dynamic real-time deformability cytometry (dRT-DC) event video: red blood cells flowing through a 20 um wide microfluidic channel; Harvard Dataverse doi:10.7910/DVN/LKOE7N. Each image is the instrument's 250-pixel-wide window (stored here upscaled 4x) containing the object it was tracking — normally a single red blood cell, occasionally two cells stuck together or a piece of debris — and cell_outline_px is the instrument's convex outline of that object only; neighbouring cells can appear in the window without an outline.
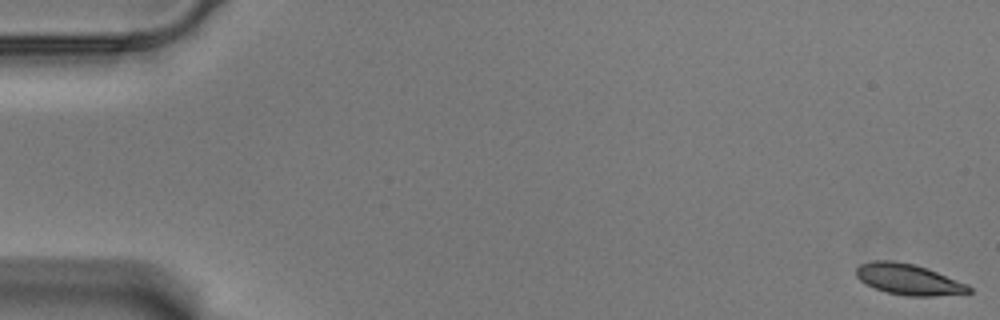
{"species": "Egyptian fruit bat (a non-hibernating species)", "species_latin": "Rousettus aegyptiacus", "temperature_condition": "warm", "stored_images_in_passage": 58, "camera_frame_rate_fps": 3000, "um_per_image_px": 0.085, "animal": {"sex": "male"}, "frame": {"image": 1, "passage_image": 1, "time_ms": 0.0, "image_size_px": [1000, 320], "cell_outline_px": [[972, 292], [932, 296], [904, 296], [888, 292], [864, 284], [856, 276], [856, 268], [860, 264], [872, 260], [892, 260], [916, 264], [928, 268], [968, 284], [972, 288]], "centroid_in_image_um": [77.22, 23.73], "position_along_channel_um": 7.8, "area_um2": 20.46}}
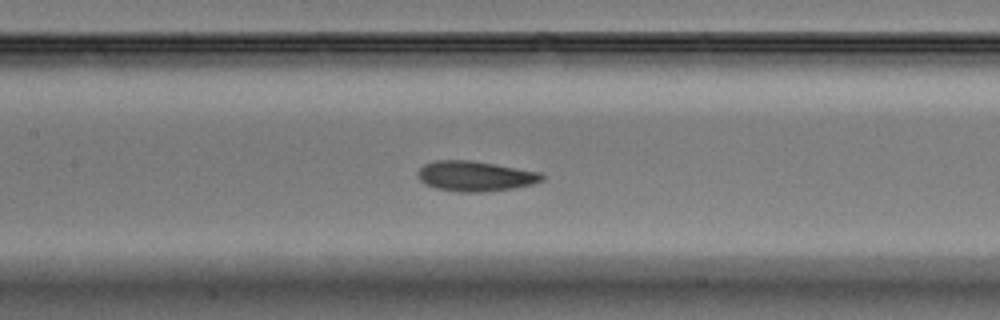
{"frame": {"image": 2, "passage_image": 28, "time_ms": 9.0, "image_size_px": [1000, 320], "cell_outline_px": [[544, 180], [532, 184], [516, 188], [484, 192], [460, 192], [436, 188], [420, 180], [416, 176], [416, 172], [424, 164], [436, 160], [472, 160], [496, 164], [540, 172], [544, 176]], "centroid_in_image_um": [40.4, 14.97], "position_along_channel_um": 167.0, "area_um2": 21.96}}
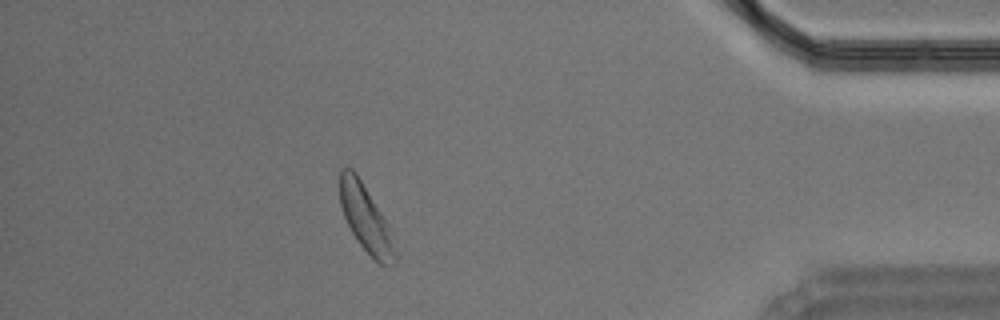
{"frame": {"image": 3, "passage_image": 52, "time_ms": 17.0, "image_size_px": [1000, 320], "cell_outline_px": [[396, 264], [380, 264], [356, 240], [344, 216], [340, 204], [340, 168], [352, 168], [356, 172], [388, 224], [396, 252]], "centroid_in_image_um": [31.08, 18.56], "position_along_channel_um": 404.1, "area_um2": 21.04}, "authors_computed_cell_mechanics": {"area_um2": 21.2704, "velocity_mm_per_s": 3.488, "shape_relaxation_time_tau1_ms": 5.124, "shape_relaxation_time_tau2_ms": 2.0315, "deformation_change_tau1": 0.1819, "deformation_change_tau2": 0.0834}}